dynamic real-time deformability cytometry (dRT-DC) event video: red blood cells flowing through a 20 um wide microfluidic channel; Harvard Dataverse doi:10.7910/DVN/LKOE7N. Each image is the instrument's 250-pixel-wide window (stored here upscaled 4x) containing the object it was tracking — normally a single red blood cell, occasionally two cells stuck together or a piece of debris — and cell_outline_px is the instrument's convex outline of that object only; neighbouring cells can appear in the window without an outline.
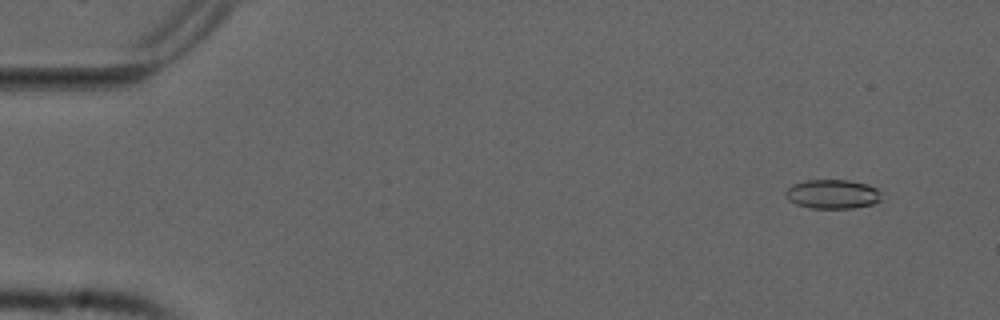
{"species": "common noctule bat (a hibernating species)", "species_latin": "Nyctalus noctula", "temperature_condition": "cold", "stored_images_in_passage": 24, "camera_frame_rate_fps": 3000, "um_per_image_px": 0.085, "animal": {"sex": "male", "forearm_length_mm": 52.5}, "frame": {"image": 1, "passage_image": 5, "time_ms": 1.333, "image_size_px": [1000, 320], "cell_outline_px": [[880, 200], [872, 204], [852, 208], [808, 208], [796, 204], [788, 200], [784, 196], [784, 192], [792, 184], [804, 180], [848, 180], [868, 184], [876, 188], [880, 192]], "centroid_in_image_um": [70.71, 16.49], "position_along_channel_um": 14.3, "area_um2": 16.42}}
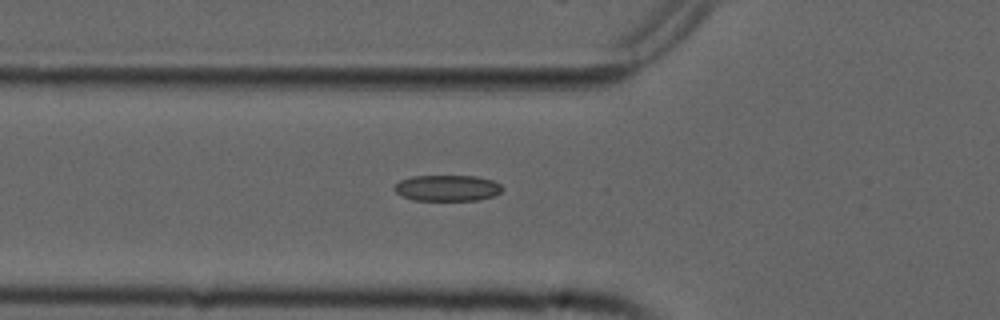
{"frame": {"image": 2, "passage_image": 20, "time_ms": 6.333, "image_size_px": [1000, 320], "cell_outline_px": [[504, 188], [500, 192], [492, 196], [476, 200], [416, 200], [400, 196], [392, 188], [400, 180], [412, 176], [476, 176], [492, 180], [500, 184]], "centroid_in_image_um": [37.99, 15.98], "position_along_channel_um": 87.8, "area_um2": 16.36}}
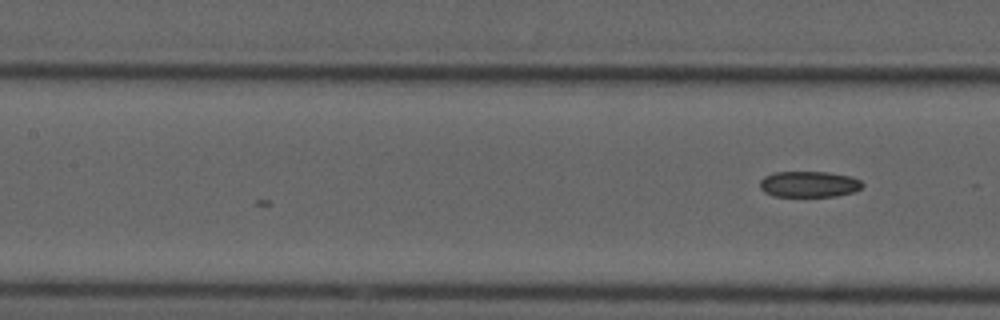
{"frame": {"image": 3, "passage_image": 24, "time_ms": 7.667, "image_size_px": [1000, 320], "cell_outline_px": [[864, 184], [860, 188], [852, 192], [836, 196], [772, 196], [764, 192], [760, 188], [760, 180], [764, 176], [772, 172], [828, 172], [852, 176], [860, 180]], "centroid_in_image_um": [68.74, 15.65], "position_along_channel_um": 138.7, "area_um2": 15.61}}